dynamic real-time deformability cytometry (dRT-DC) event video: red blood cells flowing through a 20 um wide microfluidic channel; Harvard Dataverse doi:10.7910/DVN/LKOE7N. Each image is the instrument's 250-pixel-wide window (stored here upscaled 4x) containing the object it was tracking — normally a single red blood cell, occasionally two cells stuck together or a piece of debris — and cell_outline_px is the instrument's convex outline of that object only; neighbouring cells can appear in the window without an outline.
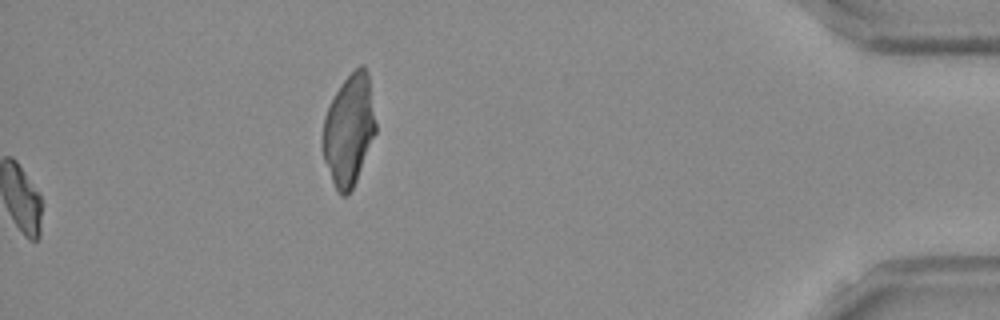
{"species": "Egyptian fruit bat (a non-hibernating species)", "species_latin": "Rousettus aegyptiacus", "temperature_condition": "room temperature", "stored_images_in_passage": 39, "camera_frame_rate_fps": 3000, "um_per_image_px": 0.085, "frame": {"image": 1, "passage_image": 39, "time_ms": 12.667, "image_size_px": [1000, 320], "cell_outline_px": [[376, 132], [356, 180], [352, 188], [344, 196], [340, 196], [332, 180], [324, 160], [324, 116], [340, 84], [360, 64], [364, 64], [368, 72], [376, 124]], "centroid_in_image_um": [29.68, 11.01], "position_along_channel_um": 405.5, "area_um2": 33.58}, "authors_computed_cell_mechanics": {"area_um2": 17.34, "velocity_mm_per_s": 3.8275, "shape_relaxation_time_tau1_ms": 9.4285, "shape_relaxation_time_tau2_ms": 4.2214, "deformation_change_tau1": 0.2315, "deformation_change_tau2": 0.0939}}